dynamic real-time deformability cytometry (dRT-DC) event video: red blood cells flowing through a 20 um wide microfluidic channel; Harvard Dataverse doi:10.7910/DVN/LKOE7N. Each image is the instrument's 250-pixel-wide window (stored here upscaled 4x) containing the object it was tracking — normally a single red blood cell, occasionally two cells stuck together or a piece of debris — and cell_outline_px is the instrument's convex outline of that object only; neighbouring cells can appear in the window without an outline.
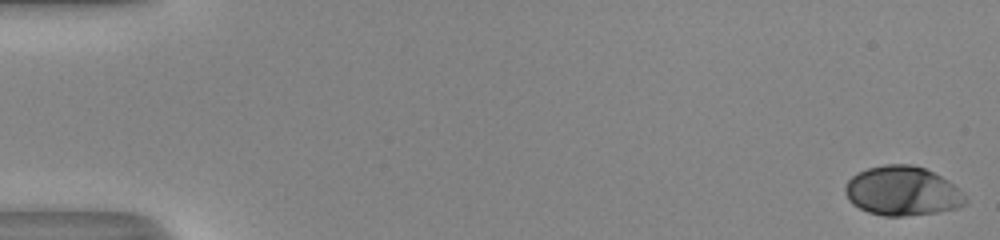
{"species": "human", "species_latin": "Homo sapiens", "temperature_condition": "room temperature", "stored_images_in_passage": 52, "camera_frame_rate_fps": 3000, "um_per_image_px": 0.085, "donor": {"sex": "male"}, "frame": {"image": 1, "passage_image": 1, "time_ms": 0.0, "image_size_px": [1000, 240], "cell_outline_px": [[964, 204], [956, 208], [936, 212], [904, 216], [884, 216], [868, 212], [852, 204], [848, 200], [844, 192], [844, 188], [848, 180], [856, 172], [868, 168], [884, 164], [912, 164], [924, 168], [948, 180], [964, 196]], "centroid_in_image_um": [76.63, 16.23], "position_along_channel_um": 8.4, "area_um2": 34.33}}
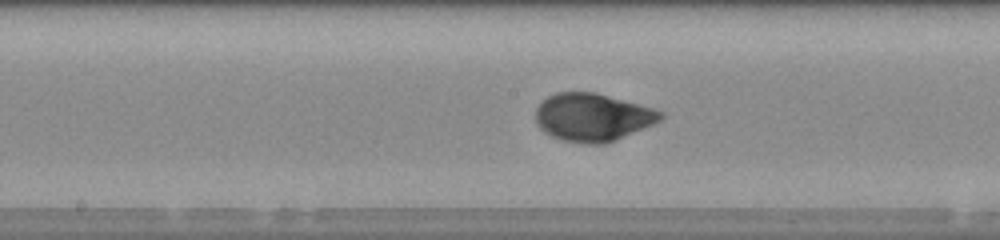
{"frame": {"image": 2, "passage_image": 28, "time_ms": 9.0, "image_size_px": [1000, 240], "cell_outline_px": [[664, 116], [660, 120], [652, 124], [604, 144], [584, 144], [564, 140], [552, 136], [544, 132], [536, 124], [536, 108], [548, 96], [556, 92], [596, 92], [652, 108], [664, 112]], "centroid_in_image_um": [50.34, 9.96], "position_along_channel_um": 197.9, "area_um2": 34.51}}
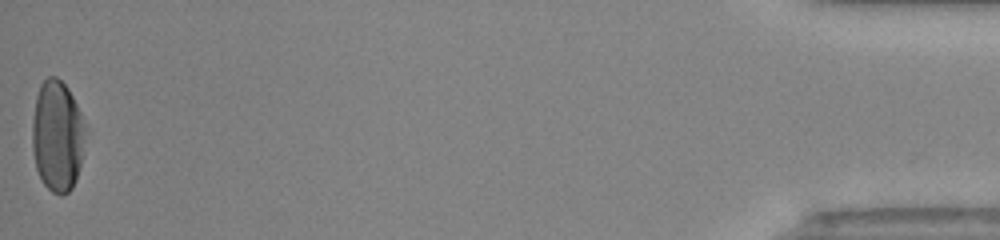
{"frame": {"image": 3, "passage_image": 52, "time_ms": 17.0, "image_size_px": [1000, 240], "cell_outline_px": [[84, 132], [80, 164], [76, 180], [72, 188], [68, 192], [60, 196], [52, 192], [44, 184], [36, 168], [32, 148], [32, 120], [36, 96], [40, 84], [48, 76], [56, 76], [68, 88], [80, 112], [84, 128]], "centroid_in_image_um": [4.84, 11.56], "position_along_channel_um": 430.4, "area_um2": 34.1}, "authors_computed_cell_mechanics": {"area_um2": 33.9864, "velocity_mm_per_s": 4.0956, "shape_relaxation_time_tau1_ms": 3.7028, "shape_relaxation_time_tau2_ms": null, "deformation_change_tau1": 0.1827, "deformation_change_tau2": null}}